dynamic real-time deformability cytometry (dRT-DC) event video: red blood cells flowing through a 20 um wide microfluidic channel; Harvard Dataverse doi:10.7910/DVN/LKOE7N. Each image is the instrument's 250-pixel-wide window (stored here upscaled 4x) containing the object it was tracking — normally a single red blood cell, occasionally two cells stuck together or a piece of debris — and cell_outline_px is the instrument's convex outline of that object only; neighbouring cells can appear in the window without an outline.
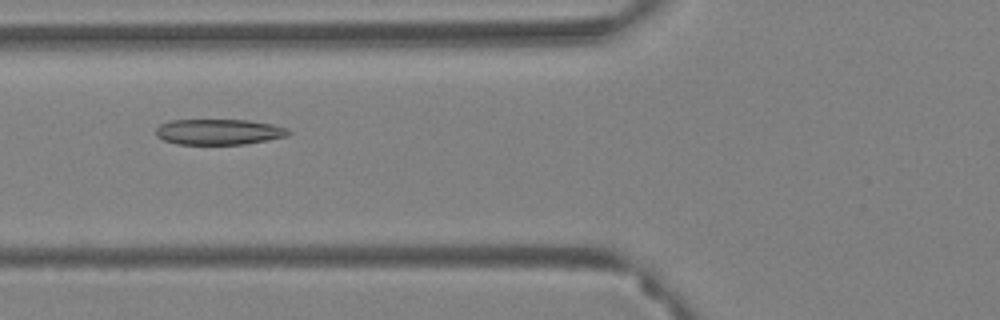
{"species": "Egyptian fruit bat (a non-hibernating species)", "species_latin": "Rousettus aegyptiacus", "temperature_condition": "warm", "stored_images_in_passage": 38, "camera_frame_rate_fps": 3000, "um_per_image_px": 0.085, "animal": {"sex": "female"}, "frame": {"image": 1, "passage_image": 9, "time_ms": 2.667, "image_size_px": [1000, 320], "cell_outline_px": [[292, 132], [288, 136], [268, 140], [244, 144], [176, 144], [164, 140], [156, 136], [156, 128], [160, 124], [172, 120], [248, 120], [272, 124], [288, 128]], "centroid_in_image_um": [18.62, 11.21], "position_along_channel_um": 107.2, "area_um2": 19.88}}
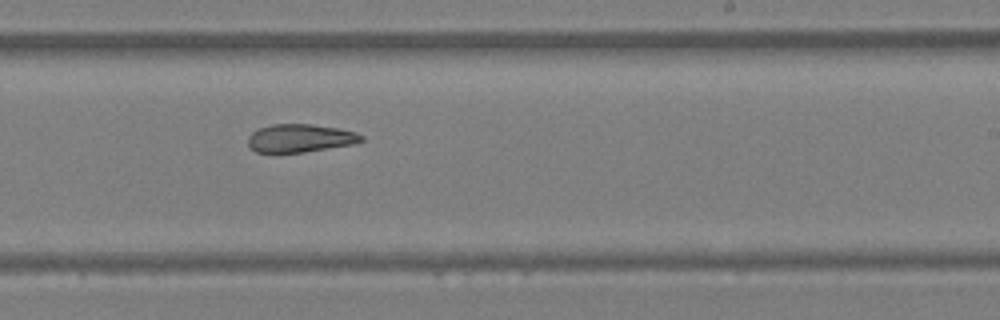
{"frame": {"image": 2, "passage_image": 23, "time_ms": 7.333, "image_size_px": [1000, 320], "cell_outline_px": [[364, 140], [352, 144], [304, 152], [256, 152], [248, 144], [248, 136], [252, 132], [260, 128], [272, 124], [312, 124], [340, 128], [356, 132], [364, 136]], "centroid_in_image_um": [25.53, 11.73], "position_along_channel_um": 263.5, "area_um2": 18.5}}
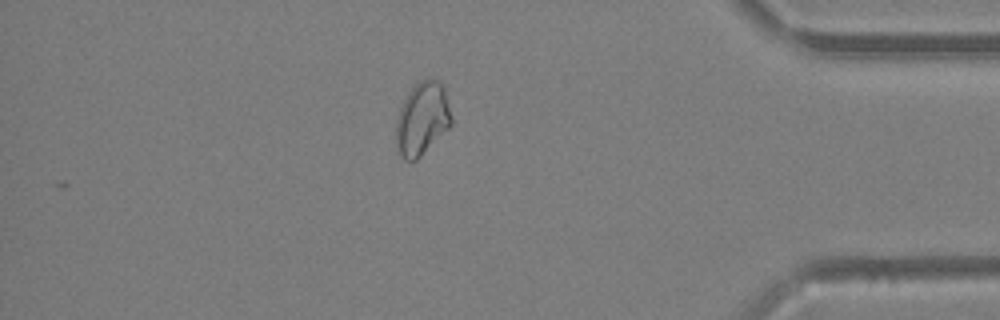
{"frame": {"image": 3, "passage_image": 38, "time_ms": 12.333, "image_size_px": [1000, 320], "cell_outline_px": [[452, 124], [416, 160], [404, 160], [396, 144], [396, 120], [400, 108], [408, 92], [420, 80], [428, 76], [432, 76], [440, 80], [444, 88], [452, 116]], "centroid_in_image_um": [35.9, 10.03], "position_along_channel_um": 399.3, "area_um2": 23.52}, "authors_computed_cell_mechanics": {"area_um2": 19.8543, "velocity_mm_per_s": 3.359, "shape_relaxation_time_tau1_ms": null, "shape_relaxation_time_tau2_ms": 5.1265, "deformation_change_tau1": null, "deformation_change_tau2": 0.0821}}